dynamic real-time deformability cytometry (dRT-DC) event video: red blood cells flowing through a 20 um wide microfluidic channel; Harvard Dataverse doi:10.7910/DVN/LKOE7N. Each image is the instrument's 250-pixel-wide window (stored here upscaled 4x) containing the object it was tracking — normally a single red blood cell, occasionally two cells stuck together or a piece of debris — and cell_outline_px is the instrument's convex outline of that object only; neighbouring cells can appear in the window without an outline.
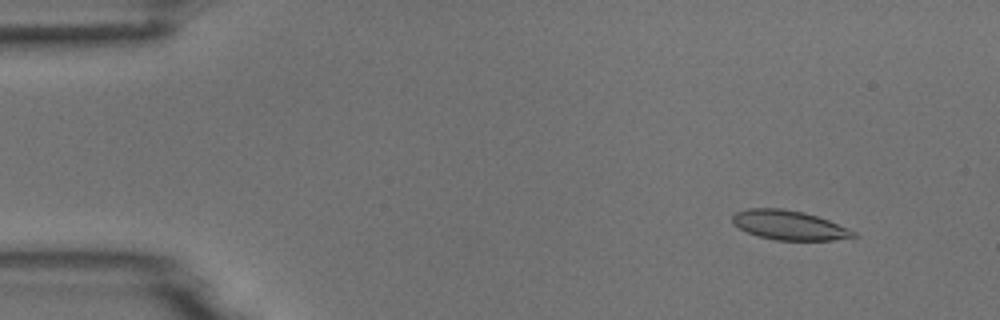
{"species": "common noctule bat (a hibernating species)", "species_latin": "Nyctalus noctula", "temperature_condition": "room temperature", "stored_images_in_passage": 3, "camera_frame_rate_fps": 3000, "um_per_image_px": 0.085, "animal": {"sex": "male", "body_mass_g": 18.8}, "frame": {"image": 1, "passage_image": 1, "time_ms": 0.0, "image_size_px": [1000, 320], "cell_outline_px": [[860, 236], [832, 240], [776, 240], [760, 236], [748, 232], [732, 224], [732, 216], [736, 212], [748, 208], [780, 208], [804, 212], [828, 220], [856, 232]], "centroid_in_image_um": [67.07, 19.13], "position_along_channel_um": 17.9, "area_um2": 20.58}}
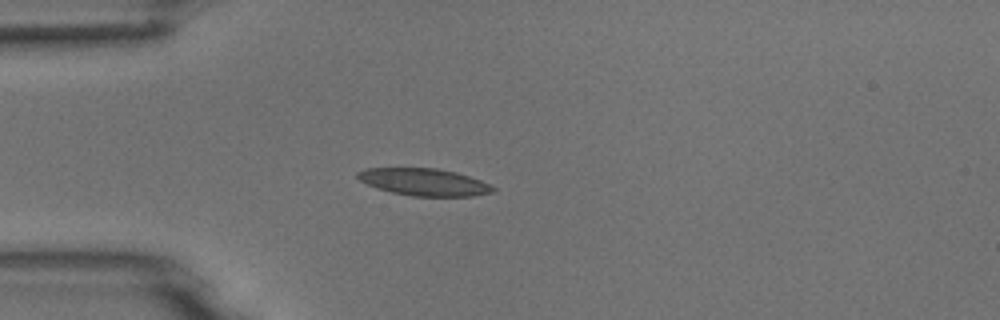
{"frame": {"image": 2, "passage_image": 3, "time_ms": 3.0, "image_size_px": [1000, 320], "cell_outline_px": [[496, 188], [492, 192], [472, 196], [412, 196], [392, 192], [376, 188], [360, 180], [356, 176], [356, 172], [364, 168], [436, 168], [456, 172], [480, 180]], "centroid_in_image_um": [36.01, 15.47], "position_along_channel_um": 49.0, "area_um2": 21.33}}